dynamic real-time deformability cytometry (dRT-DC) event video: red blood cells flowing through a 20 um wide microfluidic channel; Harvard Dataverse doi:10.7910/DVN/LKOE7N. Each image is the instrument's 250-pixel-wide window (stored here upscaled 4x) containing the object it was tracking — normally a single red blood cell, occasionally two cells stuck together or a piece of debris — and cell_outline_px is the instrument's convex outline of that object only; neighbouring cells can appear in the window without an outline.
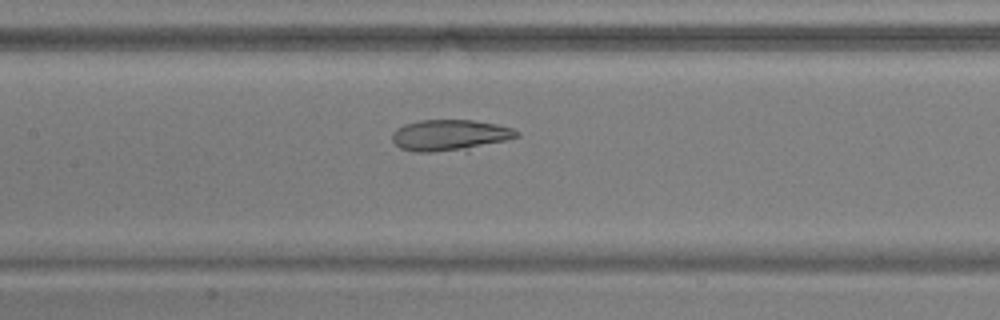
{"species": "common noctule bat (a hibernating species)", "species_latin": "Nyctalus noctula", "temperature_condition": "warm", "stored_images_in_passage": 41, "camera_frame_rate_fps": 3000, "um_per_image_px": 0.085, "animal": {"sex": "male", "body_mass_g": 17.9, "forearm_length_mm": 54.2}, "frame": {"image": 1, "passage_image": 13, "time_ms": 4.0, "image_size_px": [1000, 320], "cell_outline_px": [[520, 136], [508, 140], [468, 152], [416, 152], [400, 148], [392, 140], [392, 132], [396, 128], [404, 124], [420, 120], [472, 120], [496, 124], [512, 128], [520, 132]], "centroid_in_image_um": [38.29, 11.53], "position_along_channel_um": 169.1, "area_um2": 23.47}}
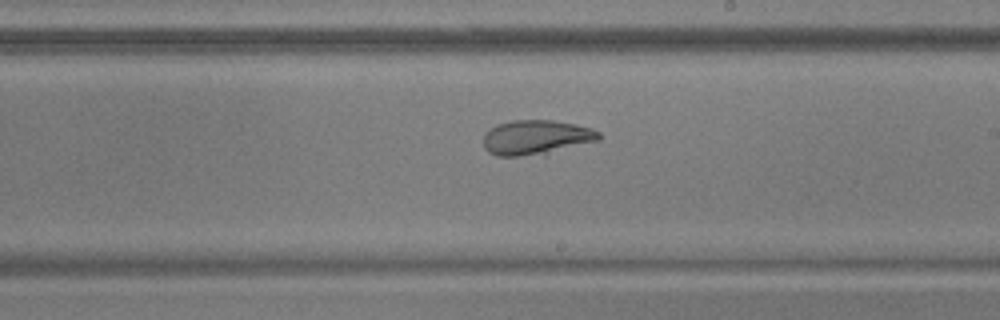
{"frame": {"image": 2, "passage_image": 19, "time_ms": 6.0, "image_size_px": [1000, 320], "cell_outline_px": [[600, 140], [544, 156], [496, 156], [488, 152], [484, 148], [484, 132], [488, 128], [496, 124], [512, 120], [552, 120], [592, 128], [600, 132]], "centroid_in_image_um": [45.57, 11.7], "position_along_channel_um": 243.4, "area_um2": 24.04}}
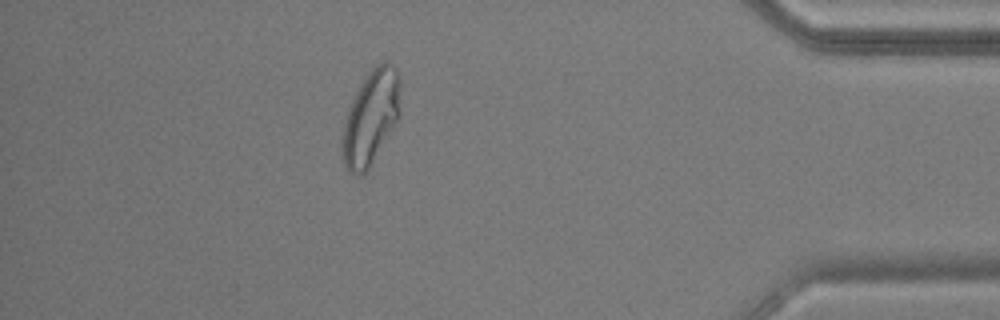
{"frame": {"image": 3, "passage_image": 35, "time_ms": 11.333, "image_size_px": [1000, 320], "cell_outline_px": [[400, 116], [372, 176], [356, 176], [348, 172], [344, 164], [340, 148], [340, 140], [348, 108], [356, 92], [368, 72], [380, 60], [388, 60], [396, 68], [400, 76]], "centroid_in_image_um": [31.55, 10.16], "position_along_channel_um": 403.7, "area_um2": 34.28}, "authors_computed_cell_mechanics": {"area_um2": 25.143, "velocity_mm_per_s": 3.7325, "shape_relaxation_time_tau1_ms": null, "shape_relaxation_time_tau2_ms": 4.8936, "deformation_change_tau1": null, "deformation_change_tau2": 0.0486}}